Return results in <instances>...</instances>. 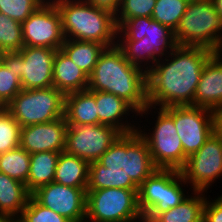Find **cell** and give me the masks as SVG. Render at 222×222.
I'll use <instances>...</instances> for the list:
<instances>
[{"label":"cell","mask_w":222,"mask_h":222,"mask_svg":"<svg viewBox=\"0 0 222 222\" xmlns=\"http://www.w3.org/2000/svg\"><path fill=\"white\" fill-rule=\"evenodd\" d=\"M190 0H156L151 18L175 31Z\"/></svg>","instance_id":"cell-28"},{"label":"cell","mask_w":222,"mask_h":222,"mask_svg":"<svg viewBox=\"0 0 222 222\" xmlns=\"http://www.w3.org/2000/svg\"><path fill=\"white\" fill-rule=\"evenodd\" d=\"M9 57V54L0 47V65Z\"/></svg>","instance_id":"cell-41"},{"label":"cell","mask_w":222,"mask_h":222,"mask_svg":"<svg viewBox=\"0 0 222 222\" xmlns=\"http://www.w3.org/2000/svg\"><path fill=\"white\" fill-rule=\"evenodd\" d=\"M176 207L160 213L152 222H203L206 192L191 191Z\"/></svg>","instance_id":"cell-24"},{"label":"cell","mask_w":222,"mask_h":222,"mask_svg":"<svg viewBox=\"0 0 222 222\" xmlns=\"http://www.w3.org/2000/svg\"><path fill=\"white\" fill-rule=\"evenodd\" d=\"M86 190L55 181L39 187L31 196L43 207L53 210L70 222H85Z\"/></svg>","instance_id":"cell-15"},{"label":"cell","mask_w":222,"mask_h":222,"mask_svg":"<svg viewBox=\"0 0 222 222\" xmlns=\"http://www.w3.org/2000/svg\"><path fill=\"white\" fill-rule=\"evenodd\" d=\"M95 101L97 106L98 124L112 126L122 134L137 131V121L133 120L138 119V112L124 99L117 97L112 93L95 91ZM130 114H132V116ZM130 117H135L136 119Z\"/></svg>","instance_id":"cell-17"},{"label":"cell","mask_w":222,"mask_h":222,"mask_svg":"<svg viewBox=\"0 0 222 222\" xmlns=\"http://www.w3.org/2000/svg\"><path fill=\"white\" fill-rule=\"evenodd\" d=\"M60 152L44 151L30 154V168L27 182V191L32 194L39 187L54 181L56 164Z\"/></svg>","instance_id":"cell-23"},{"label":"cell","mask_w":222,"mask_h":222,"mask_svg":"<svg viewBox=\"0 0 222 222\" xmlns=\"http://www.w3.org/2000/svg\"><path fill=\"white\" fill-rule=\"evenodd\" d=\"M214 8L219 16L222 18V0H212Z\"/></svg>","instance_id":"cell-40"},{"label":"cell","mask_w":222,"mask_h":222,"mask_svg":"<svg viewBox=\"0 0 222 222\" xmlns=\"http://www.w3.org/2000/svg\"><path fill=\"white\" fill-rule=\"evenodd\" d=\"M106 46L97 42L65 39L61 50L84 73L90 76Z\"/></svg>","instance_id":"cell-25"},{"label":"cell","mask_w":222,"mask_h":222,"mask_svg":"<svg viewBox=\"0 0 222 222\" xmlns=\"http://www.w3.org/2000/svg\"><path fill=\"white\" fill-rule=\"evenodd\" d=\"M213 133L222 140V108L213 111Z\"/></svg>","instance_id":"cell-39"},{"label":"cell","mask_w":222,"mask_h":222,"mask_svg":"<svg viewBox=\"0 0 222 222\" xmlns=\"http://www.w3.org/2000/svg\"><path fill=\"white\" fill-rule=\"evenodd\" d=\"M65 95L54 86L22 89L7 105L21 127L48 123L64 117Z\"/></svg>","instance_id":"cell-9"},{"label":"cell","mask_w":222,"mask_h":222,"mask_svg":"<svg viewBox=\"0 0 222 222\" xmlns=\"http://www.w3.org/2000/svg\"><path fill=\"white\" fill-rule=\"evenodd\" d=\"M21 90L20 76L15 63L8 57L0 65V108L6 107Z\"/></svg>","instance_id":"cell-29"},{"label":"cell","mask_w":222,"mask_h":222,"mask_svg":"<svg viewBox=\"0 0 222 222\" xmlns=\"http://www.w3.org/2000/svg\"><path fill=\"white\" fill-rule=\"evenodd\" d=\"M62 23L65 39L97 42L106 47L117 44L115 15L85 0H52Z\"/></svg>","instance_id":"cell-4"},{"label":"cell","mask_w":222,"mask_h":222,"mask_svg":"<svg viewBox=\"0 0 222 222\" xmlns=\"http://www.w3.org/2000/svg\"><path fill=\"white\" fill-rule=\"evenodd\" d=\"M213 199L210 195L208 197L206 195L203 208V222H222V194Z\"/></svg>","instance_id":"cell-37"},{"label":"cell","mask_w":222,"mask_h":222,"mask_svg":"<svg viewBox=\"0 0 222 222\" xmlns=\"http://www.w3.org/2000/svg\"><path fill=\"white\" fill-rule=\"evenodd\" d=\"M116 45L132 65L148 72V44L146 40L142 38L138 41H117Z\"/></svg>","instance_id":"cell-35"},{"label":"cell","mask_w":222,"mask_h":222,"mask_svg":"<svg viewBox=\"0 0 222 222\" xmlns=\"http://www.w3.org/2000/svg\"><path fill=\"white\" fill-rule=\"evenodd\" d=\"M46 0H0V13L23 23Z\"/></svg>","instance_id":"cell-34"},{"label":"cell","mask_w":222,"mask_h":222,"mask_svg":"<svg viewBox=\"0 0 222 222\" xmlns=\"http://www.w3.org/2000/svg\"><path fill=\"white\" fill-rule=\"evenodd\" d=\"M21 126L5 108H0V154L20 146Z\"/></svg>","instance_id":"cell-31"},{"label":"cell","mask_w":222,"mask_h":222,"mask_svg":"<svg viewBox=\"0 0 222 222\" xmlns=\"http://www.w3.org/2000/svg\"><path fill=\"white\" fill-rule=\"evenodd\" d=\"M156 169L149 147L139 133L121 134L97 161L90 163L87 190H138Z\"/></svg>","instance_id":"cell-2"},{"label":"cell","mask_w":222,"mask_h":222,"mask_svg":"<svg viewBox=\"0 0 222 222\" xmlns=\"http://www.w3.org/2000/svg\"><path fill=\"white\" fill-rule=\"evenodd\" d=\"M180 173L190 186L187 191L191 189L208 195L210 186L214 187L217 179L222 178V140L211 134L201 148L187 158Z\"/></svg>","instance_id":"cell-10"},{"label":"cell","mask_w":222,"mask_h":222,"mask_svg":"<svg viewBox=\"0 0 222 222\" xmlns=\"http://www.w3.org/2000/svg\"><path fill=\"white\" fill-rule=\"evenodd\" d=\"M137 193L121 188L86 190L85 222H143Z\"/></svg>","instance_id":"cell-8"},{"label":"cell","mask_w":222,"mask_h":222,"mask_svg":"<svg viewBox=\"0 0 222 222\" xmlns=\"http://www.w3.org/2000/svg\"><path fill=\"white\" fill-rule=\"evenodd\" d=\"M156 0H121L118 12L115 14L117 27L126 19L134 17H151Z\"/></svg>","instance_id":"cell-33"},{"label":"cell","mask_w":222,"mask_h":222,"mask_svg":"<svg viewBox=\"0 0 222 222\" xmlns=\"http://www.w3.org/2000/svg\"><path fill=\"white\" fill-rule=\"evenodd\" d=\"M215 53H216L218 56H221V57H222V39H221V42H220L217 50L215 51Z\"/></svg>","instance_id":"cell-43"},{"label":"cell","mask_w":222,"mask_h":222,"mask_svg":"<svg viewBox=\"0 0 222 222\" xmlns=\"http://www.w3.org/2000/svg\"><path fill=\"white\" fill-rule=\"evenodd\" d=\"M151 17H134L126 19L119 27L117 41H138L146 36L147 24H151Z\"/></svg>","instance_id":"cell-36"},{"label":"cell","mask_w":222,"mask_h":222,"mask_svg":"<svg viewBox=\"0 0 222 222\" xmlns=\"http://www.w3.org/2000/svg\"><path fill=\"white\" fill-rule=\"evenodd\" d=\"M148 114L153 117L156 116V118H153L156 119L155 121L146 119L149 122L148 124L154 123V127L149 128L148 125H144L143 129V126L141 127L143 121L140 118H147ZM138 115H140L138 119L140 121L138 122L137 132L147 143L154 165L162 169L180 170L185 165L187 157L184 155L183 145L177 134L173 117L164 108L151 105H148ZM145 127L148 128L145 129Z\"/></svg>","instance_id":"cell-5"},{"label":"cell","mask_w":222,"mask_h":222,"mask_svg":"<svg viewBox=\"0 0 222 222\" xmlns=\"http://www.w3.org/2000/svg\"><path fill=\"white\" fill-rule=\"evenodd\" d=\"M30 168V154L21 146L0 154V172L25 184Z\"/></svg>","instance_id":"cell-27"},{"label":"cell","mask_w":222,"mask_h":222,"mask_svg":"<svg viewBox=\"0 0 222 222\" xmlns=\"http://www.w3.org/2000/svg\"><path fill=\"white\" fill-rule=\"evenodd\" d=\"M53 86L64 95L88 89L89 76L61 50L54 57Z\"/></svg>","instance_id":"cell-19"},{"label":"cell","mask_w":222,"mask_h":222,"mask_svg":"<svg viewBox=\"0 0 222 222\" xmlns=\"http://www.w3.org/2000/svg\"><path fill=\"white\" fill-rule=\"evenodd\" d=\"M31 194L25 184L0 172V213L14 221L21 215Z\"/></svg>","instance_id":"cell-21"},{"label":"cell","mask_w":222,"mask_h":222,"mask_svg":"<svg viewBox=\"0 0 222 222\" xmlns=\"http://www.w3.org/2000/svg\"><path fill=\"white\" fill-rule=\"evenodd\" d=\"M194 106L212 111L222 108V57L215 52L204 64L194 96Z\"/></svg>","instance_id":"cell-18"},{"label":"cell","mask_w":222,"mask_h":222,"mask_svg":"<svg viewBox=\"0 0 222 222\" xmlns=\"http://www.w3.org/2000/svg\"><path fill=\"white\" fill-rule=\"evenodd\" d=\"M56 49L24 46L10 53L20 76L22 89H44L53 86V67Z\"/></svg>","instance_id":"cell-14"},{"label":"cell","mask_w":222,"mask_h":222,"mask_svg":"<svg viewBox=\"0 0 222 222\" xmlns=\"http://www.w3.org/2000/svg\"><path fill=\"white\" fill-rule=\"evenodd\" d=\"M90 163L71 154L60 152L54 181L74 188H87Z\"/></svg>","instance_id":"cell-22"},{"label":"cell","mask_w":222,"mask_h":222,"mask_svg":"<svg viewBox=\"0 0 222 222\" xmlns=\"http://www.w3.org/2000/svg\"><path fill=\"white\" fill-rule=\"evenodd\" d=\"M174 38L177 45L200 46L215 52L222 39V18L212 0H190Z\"/></svg>","instance_id":"cell-7"},{"label":"cell","mask_w":222,"mask_h":222,"mask_svg":"<svg viewBox=\"0 0 222 222\" xmlns=\"http://www.w3.org/2000/svg\"><path fill=\"white\" fill-rule=\"evenodd\" d=\"M88 90L112 93L138 113L148 106L146 72L132 65L117 46L106 47L89 76Z\"/></svg>","instance_id":"cell-3"},{"label":"cell","mask_w":222,"mask_h":222,"mask_svg":"<svg viewBox=\"0 0 222 222\" xmlns=\"http://www.w3.org/2000/svg\"><path fill=\"white\" fill-rule=\"evenodd\" d=\"M21 25L24 46L61 49L65 40L61 15L52 0H46Z\"/></svg>","instance_id":"cell-13"},{"label":"cell","mask_w":222,"mask_h":222,"mask_svg":"<svg viewBox=\"0 0 222 222\" xmlns=\"http://www.w3.org/2000/svg\"><path fill=\"white\" fill-rule=\"evenodd\" d=\"M0 47L8 54L17 53L24 47L22 25L0 13Z\"/></svg>","instance_id":"cell-30"},{"label":"cell","mask_w":222,"mask_h":222,"mask_svg":"<svg viewBox=\"0 0 222 222\" xmlns=\"http://www.w3.org/2000/svg\"><path fill=\"white\" fill-rule=\"evenodd\" d=\"M15 222H70L51 209L43 207L32 196Z\"/></svg>","instance_id":"cell-32"},{"label":"cell","mask_w":222,"mask_h":222,"mask_svg":"<svg viewBox=\"0 0 222 222\" xmlns=\"http://www.w3.org/2000/svg\"><path fill=\"white\" fill-rule=\"evenodd\" d=\"M122 133L105 125H68L65 152L91 163L97 161Z\"/></svg>","instance_id":"cell-11"},{"label":"cell","mask_w":222,"mask_h":222,"mask_svg":"<svg viewBox=\"0 0 222 222\" xmlns=\"http://www.w3.org/2000/svg\"><path fill=\"white\" fill-rule=\"evenodd\" d=\"M164 109L173 117L177 134L188 158L213 134V111L196 106H171Z\"/></svg>","instance_id":"cell-12"},{"label":"cell","mask_w":222,"mask_h":222,"mask_svg":"<svg viewBox=\"0 0 222 222\" xmlns=\"http://www.w3.org/2000/svg\"><path fill=\"white\" fill-rule=\"evenodd\" d=\"M214 52L200 46L177 45L146 73L148 105L194 106L204 64Z\"/></svg>","instance_id":"cell-1"},{"label":"cell","mask_w":222,"mask_h":222,"mask_svg":"<svg viewBox=\"0 0 222 222\" xmlns=\"http://www.w3.org/2000/svg\"><path fill=\"white\" fill-rule=\"evenodd\" d=\"M91 5L110 11L114 15L118 12L121 0H85Z\"/></svg>","instance_id":"cell-38"},{"label":"cell","mask_w":222,"mask_h":222,"mask_svg":"<svg viewBox=\"0 0 222 222\" xmlns=\"http://www.w3.org/2000/svg\"><path fill=\"white\" fill-rule=\"evenodd\" d=\"M64 117L68 125H97L95 91L87 89L65 95Z\"/></svg>","instance_id":"cell-20"},{"label":"cell","mask_w":222,"mask_h":222,"mask_svg":"<svg viewBox=\"0 0 222 222\" xmlns=\"http://www.w3.org/2000/svg\"><path fill=\"white\" fill-rule=\"evenodd\" d=\"M186 187L188 184L180 170L157 168L138 187V206L143 222H152L160 213L179 205L189 196Z\"/></svg>","instance_id":"cell-6"},{"label":"cell","mask_w":222,"mask_h":222,"mask_svg":"<svg viewBox=\"0 0 222 222\" xmlns=\"http://www.w3.org/2000/svg\"><path fill=\"white\" fill-rule=\"evenodd\" d=\"M0 222H15L11 217L0 213Z\"/></svg>","instance_id":"cell-42"},{"label":"cell","mask_w":222,"mask_h":222,"mask_svg":"<svg viewBox=\"0 0 222 222\" xmlns=\"http://www.w3.org/2000/svg\"><path fill=\"white\" fill-rule=\"evenodd\" d=\"M143 40L148 44V71L159 59L170 54L177 46L174 31L154 20L151 24H147L146 36Z\"/></svg>","instance_id":"cell-26"},{"label":"cell","mask_w":222,"mask_h":222,"mask_svg":"<svg viewBox=\"0 0 222 222\" xmlns=\"http://www.w3.org/2000/svg\"><path fill=\"white\" fill-rule=\"evenodd\" d=\"M67 127L65 117L21 127L20 146L29 154L44 151L64 152Z\"/></svg>","instance_id":"cell-16"}]
</instances>
